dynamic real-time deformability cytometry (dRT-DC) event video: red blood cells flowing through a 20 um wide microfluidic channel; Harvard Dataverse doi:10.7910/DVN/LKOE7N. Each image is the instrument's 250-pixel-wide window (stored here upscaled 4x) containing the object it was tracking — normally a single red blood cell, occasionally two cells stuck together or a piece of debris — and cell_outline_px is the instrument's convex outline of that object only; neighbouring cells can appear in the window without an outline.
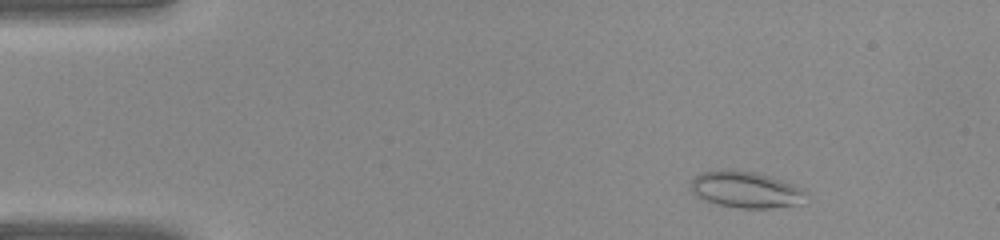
{"species": "common noctule bat (a hibernating species)", "species_latin": "Nyctalus noctula", "temperature_condition": "warm", "stored_images_in_passage": 37, "camera_frame_rate_fps": 3000, "um_per_image_px": 0.085, "animal": {"sex": "female", "body_mass_g": 22.0, "forearm_length_mm": 56.7}, "frame": {"image": 1, "passage_image": 3, "time_ms": 0.667, "image_size_px": [1000, 240], "cell_outline_px": [[804, 192], [800, 204], [768, 208], [740, 208], [720, 204], [708, 200], [692, 192], [688, 184], [696, 176], [704, 172], [720, 168], [756, 172], [804, 188]], "centroid_in_image_um": [63.35, 16.09], "position_along_channel_um": 21.6, "area_um2": 24.04}}
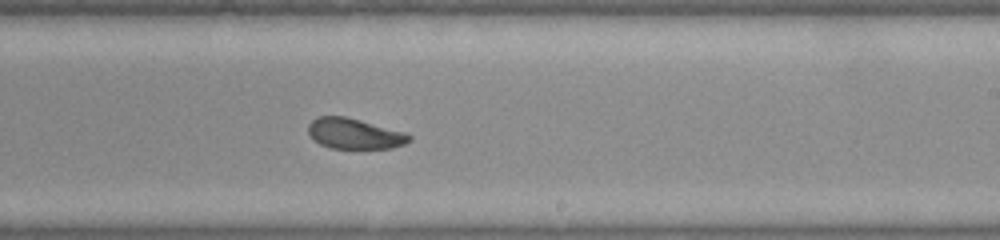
{"frame": {"image": 2, "passage_image": 22, "time_ms": 7.0, "image_size_px": [1000, 240], "cell_outline_px": [[412, 140], [404, 144], [392, 148], [328, 148], [320, 144], [308, 132], [308, 124], [312, 120], [320, 116], [344, 116], [360, 120], [404, 132], [412, 136]], "centroid_in_image_um": [30.14, 11.36], "position_along_channel_um": 258.9, "area_um2": 17.8}}
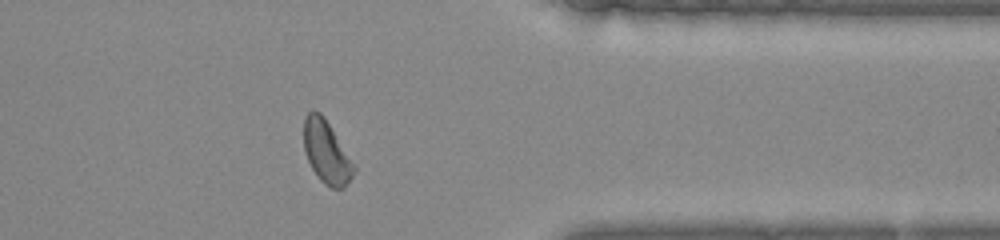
{"frame": {"image": 3, "passage_image": 30, "time_ms": 9.667, "image_size_px": [1000, 240], "cell_outline_px": [[356, 172], [344, 188], [332, 188], [324, 184], [316, 176], [308, 160], [304, 148], [304, 120], [308, 112], [320, 112], [324, 116], [356, 164]], "centroid_in_image_um": [27.79, 12.96], "position_along_channel_um": 383.6, "area_um2": 18.5}}